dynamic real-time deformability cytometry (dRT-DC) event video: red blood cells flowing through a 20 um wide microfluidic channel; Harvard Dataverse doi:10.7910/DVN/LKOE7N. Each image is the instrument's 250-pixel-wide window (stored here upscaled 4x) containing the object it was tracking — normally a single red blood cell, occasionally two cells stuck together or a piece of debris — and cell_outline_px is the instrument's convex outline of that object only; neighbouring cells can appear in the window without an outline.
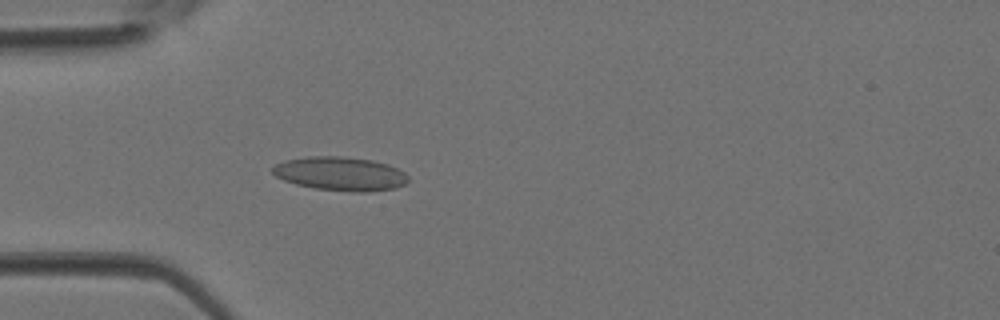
{"species": "Egyptian fruit bat (a non-hibernating species)", "species_latin": "Rousettus aegyptiacus", "temperature_condition": "room temperature", "stored_images_in_passage": 2, "camera_frame_rate_fps": 3000, "um_per_image_px": 0.085, "animal": {"sex": "female"}, "frame": {"image": 1, "passage_image": 2, "time_ms": 0.333, "image_size_px": [1000, 320], "cell_outline_px": [[408, 180], [404, 184], [396, 188], [368, 192], [356, 192], [316, 188], [296, 184], [284, 180], [276, 176], [272, 172], [272, 168], [276, 164], [284, 160], [308, 156], [340, 156], [372, 160], [388, 164], [404, 172], [408, 176]], "centroid_in_image_um": [28.93, 14.76], "position_along_channel_um": 56.1, "area_um2": 26.65}}